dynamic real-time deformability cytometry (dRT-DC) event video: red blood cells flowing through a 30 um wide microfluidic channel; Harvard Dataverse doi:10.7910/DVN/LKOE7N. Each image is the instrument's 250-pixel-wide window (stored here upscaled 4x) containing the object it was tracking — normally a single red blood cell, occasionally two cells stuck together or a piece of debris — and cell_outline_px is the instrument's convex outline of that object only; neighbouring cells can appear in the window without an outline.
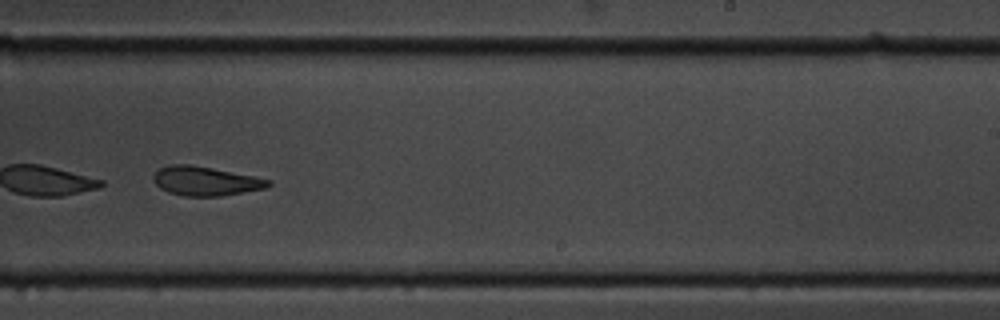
{"species": "common noctule bat (a hibernating species)", "species_latin": "Nyctalus noctula", "temperature_condition": "cold", "stored_images_in_passage": 10, "camera_frame_rate_fps": 3000, "um_per_image_px": 0.085, "animal": {"sex": "male", "body_mass_g": 19.5, "forearm_length_mm": 54.6}, "frame": {"image": 1, "passage_image": 10, "time_ms": 10.667, "image_size_px": [1000, 320], "cell_outline_px": [[272, 184], [264, 188], [220, 196], [184, 196], [168, 192], [160, 188], [152, 180], [152, 176], [160, 168], [172, 164], [188, 164], [212, 168], [272, 180]], "centroid_in_image_um": [17.43, 15.39], "position_along_channel_um": 271.6, "area_um2": 19.31}}